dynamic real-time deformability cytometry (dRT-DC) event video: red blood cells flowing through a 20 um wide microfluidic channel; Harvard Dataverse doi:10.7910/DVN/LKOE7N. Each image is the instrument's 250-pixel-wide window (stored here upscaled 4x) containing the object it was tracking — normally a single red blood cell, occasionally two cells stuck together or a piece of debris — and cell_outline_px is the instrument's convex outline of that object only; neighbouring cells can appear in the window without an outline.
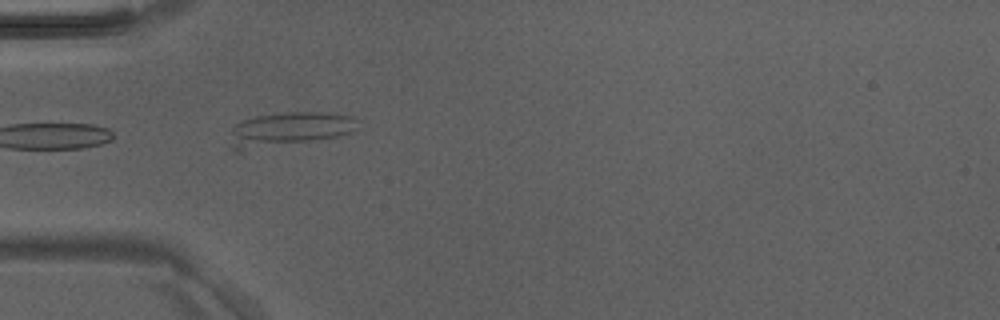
{"species": "Egyptian fruit bat (a non-hibernating species)", "species_latin": "Rousettus aegyptiacus", "temperature_condition": "room temperature", "stored_images_in_passage": 7, "camera_frame_rate_fps": 3000, "um_per_image_px": 0.085, "animal": {"sex": "male"}, "frame": {"image": 1, "passage_image": 6, "time_ms": 1.667, "image_size_px": [1000, 320], "cell_outline_px": [[356, 128], [352, 132], [340, 136], [240, 152], [232, 152], [232, 128], [236, 124], [244, 120], [256, 116], [284, 112], [328, 112], [352, 116], [356, 120]], "centroid_in_image_um": [24.55, 10.99], "position_along_channel_um": 60.4, "area_um2": 25.43}}